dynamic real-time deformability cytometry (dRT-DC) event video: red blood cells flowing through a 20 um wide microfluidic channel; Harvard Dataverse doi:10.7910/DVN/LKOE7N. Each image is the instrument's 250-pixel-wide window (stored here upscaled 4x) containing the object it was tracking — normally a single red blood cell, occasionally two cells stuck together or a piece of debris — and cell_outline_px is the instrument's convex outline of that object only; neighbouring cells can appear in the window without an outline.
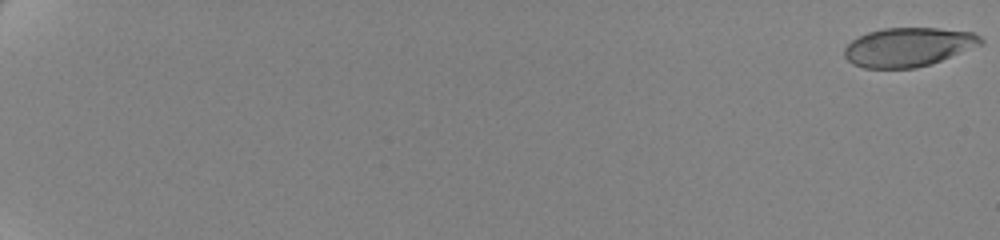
{"species": "human", "species_latin": "Homo sapiens", "temperature_condition": "cold", "stored_images_in_passage": 62, "camera_frame_rate_fps": 3000, "um_per_image_px": 0.085, "donor": {"sex": "female"}, "frame": {"image": 1, "passage_image": 1, "time_ms": 0.0, "image_size_px": [1000, 240], "cell_outline_px": [[984, 44], [940, 60], [916, 68], [864, 68], [852, 64], [844, 56], [844, 48], [852, 40], [868, 32], [884, 28], [936, 28], [972, 32], [980, 36], [984, 40]], "centroid_in_image_um": [77.2, 4.0], "position_along_channel_um": 7.8, "area_um2": 30.81}}
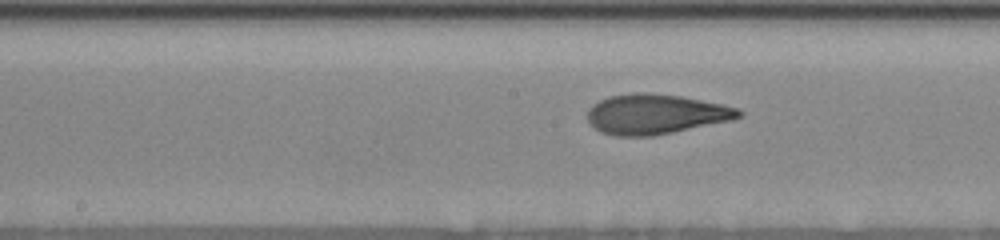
{"frame": {"image": 2, "passage_image": 37, "time_ms": 12.0, "image_size_px": [1000, 240], "cell_outline_px": [[744, 112], [740, 116], [732, 120], [652, 136], [612, 136], [600, 132], [588, 120], [588, 108], [592, 104], [608, 96], [632, 92], [644, 92], [680, 96], [724, 104], [740, 108]], "centroid_in_image_um": [55.73, 9.69], "position_along_channel_um": 192.5, "area_um2": 35.37}}
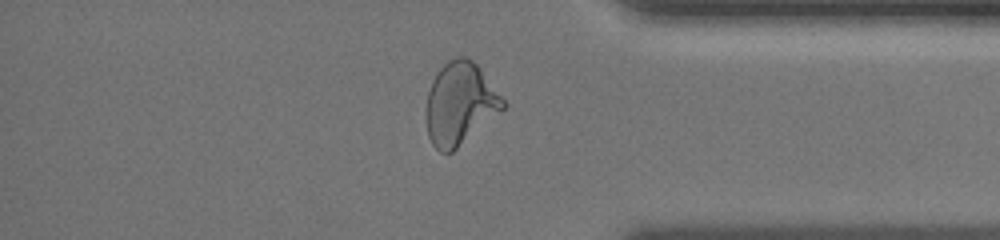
{"frame": {"image": 3, "passage_image": 55, "time_ms": 18.0, "image_size_px": [1000, 240], "cell_outline_px": [[508, 104], [504, 108], [452, 152], [440, 152], [432, 144], [428, 136], [428, 92], [432, 80], [436, 72], [448, 60], [456, 56], [464, 56], [472, 60], [480, 68]], "centroid_in_image_um": [39.11, 8.78], "position_along_channel_um": 396.1, "area_um2": 36.24}, "authors_computed_cell_mechanics": {"area_um2": 33.9864, "velocity_mm_per_s": 3.5068, "shape_relaxation_time_tau1_ms": 5.9052, "shape_relaxation_time_tau2_ms": 1.0688, "deformation_change_tau1": 0.2043, "deformation_change_tau2": 0.0704}}